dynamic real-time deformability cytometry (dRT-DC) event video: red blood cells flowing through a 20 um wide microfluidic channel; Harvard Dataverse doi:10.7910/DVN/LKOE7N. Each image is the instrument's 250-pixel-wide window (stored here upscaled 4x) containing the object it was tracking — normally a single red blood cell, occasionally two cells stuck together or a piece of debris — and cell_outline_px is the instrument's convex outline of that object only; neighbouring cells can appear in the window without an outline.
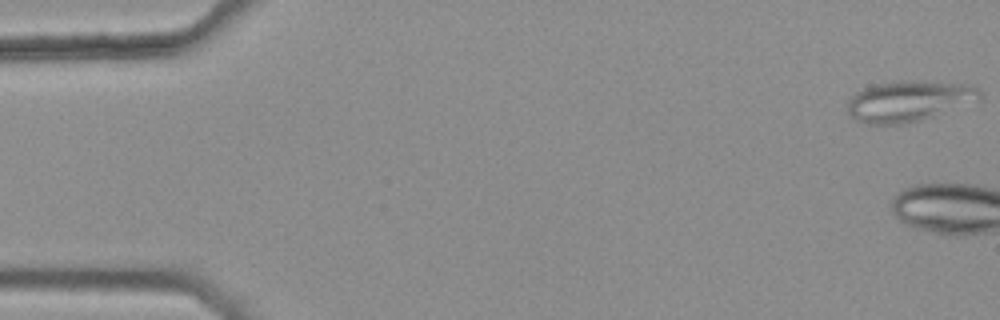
{"species": "common noctule bat (a hibernating species)", "species_latin": "Nyctalus noctula", "temperature_condition": "warm", "stored_images_in_passage": 4, "camera_frame_rate_fps": 3000, "um_per_image_px": 0.085, "animal": {"sex": "female", "body_mass_g": 25.1}, "frame": {"image": 1, "passage_image": 1, "time_ms": 0.0, "image_size_px": [1000, 320], "cell_outline_px": [[980, 100], [920, 120], [904, 124], [868, 124], [856, 120], [848, 112], [848, 100], [856, 92], [872, 84], [900, 80], [920, 80], [968, 84], [976, 88], [980, 92]], "centroid_in_image_um": [77.23, 8.57], "position_along_channel_um": 7.8, "area_um2": 31.44}}